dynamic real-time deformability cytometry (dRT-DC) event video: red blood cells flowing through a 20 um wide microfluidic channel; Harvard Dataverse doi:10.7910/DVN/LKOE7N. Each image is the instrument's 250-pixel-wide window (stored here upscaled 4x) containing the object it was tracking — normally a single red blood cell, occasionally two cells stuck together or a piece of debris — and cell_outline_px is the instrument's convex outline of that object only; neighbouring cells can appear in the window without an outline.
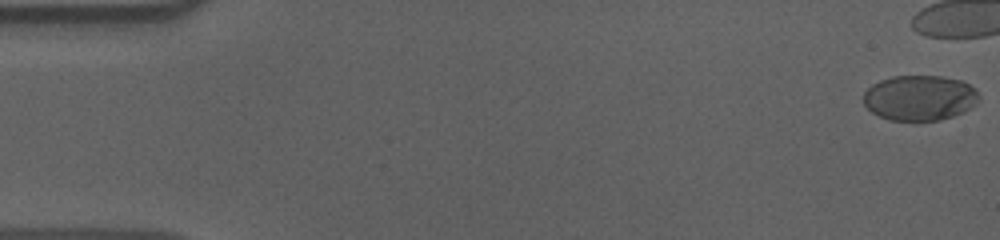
{"species": "human", "species_latin": "Homo sapiens", "temperature_condition": "cold", "stored_images_in_passage": 44, "camera_frame_rate_fps": 3000, "um_per_image_px": 0.085, "donor": {"sex": "male"}, "frame": {"image": 1, "passage_image": 1, "time_ms": 0.0, "image_size_px": [1000, 240], "cell_outline_px": [[980, 100], [976, 104], [964, 112], [940, 120], [888, 120], [872, 112], [864, 104], [864, 92], [872, 84], [880, 80], [892, 76], [944, 76], [960, 80], [976, 88], [980, 96]], "centroid_in_image_um": [78.2, 8.31], "position_along_channel_um": 6.8, "area_um2": 30.63}}
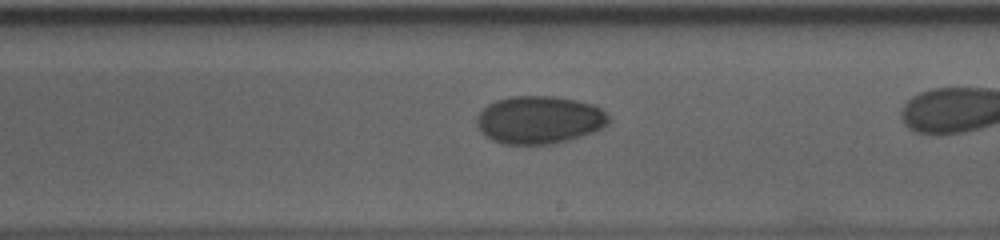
{"frame": {"image": 2, "passage_image": 33, "time_ms": 10.667, "image_size_px": [1000, 240], "cell_outline_px": [[612, 120], [604, 128], [556, 144], [504, 144], [492, 140], [484, 136], [480, 132], [476, 124], [476, 116], [488, 104], [496, 100], [512, 96], [552, 96], [576, 100], [592, 104], [600, 108], [612, 116]], "centroid_in_image_um": [45.85, 10.19], "position_along_channel_um": 243.1, "area_um2": 37.17}}
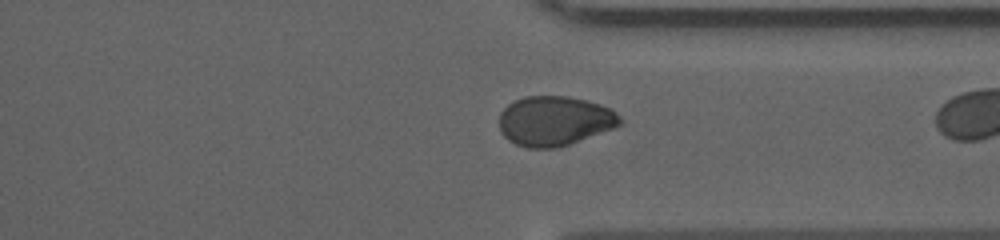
{"frame": {"image": 3, "passage_image": 43, "time_ms": 14.0, "image_size_px": [1000, 240], "cell_outline_px": [[624, 124], [568, 144], [556, 148], [528, 148], [516, 144], [508, 140], [500, 132], [500, 112], [508, 104], [524, 96], [568, 96], [600, 104], [612, 108], [624, 120]], "centroid_in_image_um": [47.15, 10.27], "position_along_channel_um": 364.2, "area_um2": 35.03}}